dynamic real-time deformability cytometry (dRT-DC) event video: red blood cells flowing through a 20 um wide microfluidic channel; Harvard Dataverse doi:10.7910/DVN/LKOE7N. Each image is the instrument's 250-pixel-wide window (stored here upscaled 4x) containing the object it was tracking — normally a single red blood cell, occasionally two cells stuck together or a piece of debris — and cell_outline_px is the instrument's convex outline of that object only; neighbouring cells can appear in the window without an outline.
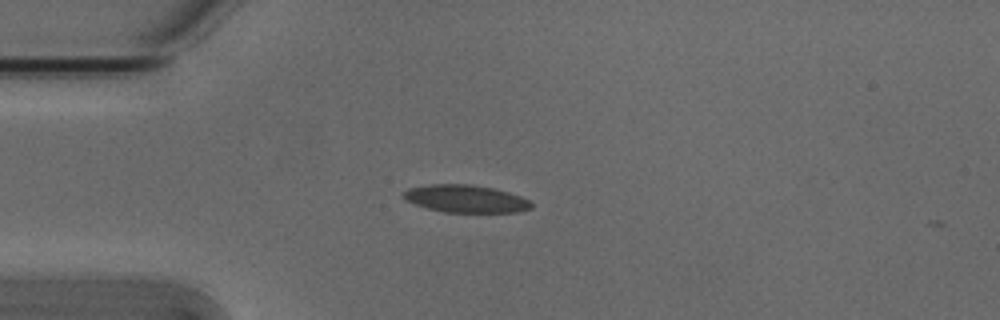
{"species": "Egyptian fruit bat (a non-hibernating species)", "species_latin": "Rousettus aegyptiacus", "temperature_condition": "cold", "stored_images_in_passage": 4, "camera_frame_rate_fps": 3000, "um_per_image_px": 0.085, "animal": {"sex": "male"}, "frame": {"image": 1, "passage_image": 3, "time_ms": 0.667, "image_size_px": [1000, 320], "cell_outline_px": [[532, 208], [520, 212], [444, 212], [428, 208], [404, 200], [404, 192], [408, 188], [432, 184], [468, 184], [492, 188], [508, 192], [520, 196], [528, 200], [532, 204]], "centroid_in_image_um": [39.59, 16.9], "position_along_channel_um": 45.4, "area_um2": 20.35}}